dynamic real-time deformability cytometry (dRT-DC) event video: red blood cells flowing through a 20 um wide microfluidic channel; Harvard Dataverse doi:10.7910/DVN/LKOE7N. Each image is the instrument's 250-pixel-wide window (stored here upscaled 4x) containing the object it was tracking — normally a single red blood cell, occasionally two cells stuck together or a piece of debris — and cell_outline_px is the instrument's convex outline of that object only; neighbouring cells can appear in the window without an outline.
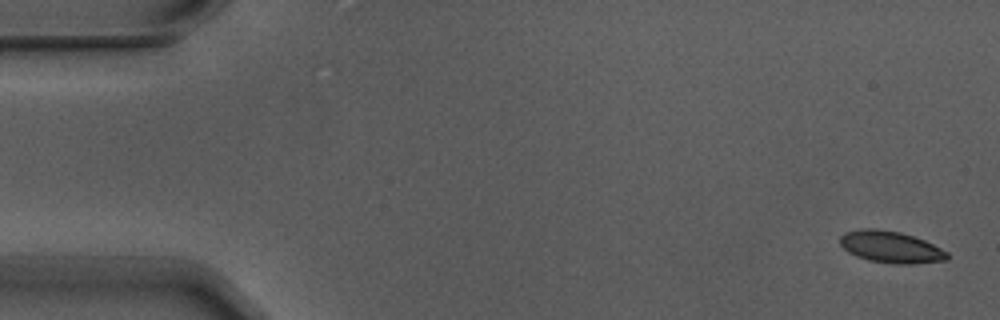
{"species": "Egyptian fruit bat (a non-hibernating species)", "species_latin": "Rousettus aegyptiacus", "temperature_condition": "warm", "stored_images_in_passage": 5, "camera_frame_rate_fps": 3000, "um_per_image_px": 0.085, "animal": {"sex": "male"}, "frame": {"image": 1, "passage_image": 1, "time_ms": 0.0, "image_size_px": [1000, 320], "cell_outline_px": [[948, 260], [912, 264], [896, 264], [868, 260], [856, 256], [848, 252], [840, 244], [840, 236], [844, 232], [860, 228], [872, 228], [900, 232], [924, 240], [948, 252]], "centroid_in_image_um": [75.69, 20.99], "position_along_channel_um": 9.3, "area_um2": 19.83}}